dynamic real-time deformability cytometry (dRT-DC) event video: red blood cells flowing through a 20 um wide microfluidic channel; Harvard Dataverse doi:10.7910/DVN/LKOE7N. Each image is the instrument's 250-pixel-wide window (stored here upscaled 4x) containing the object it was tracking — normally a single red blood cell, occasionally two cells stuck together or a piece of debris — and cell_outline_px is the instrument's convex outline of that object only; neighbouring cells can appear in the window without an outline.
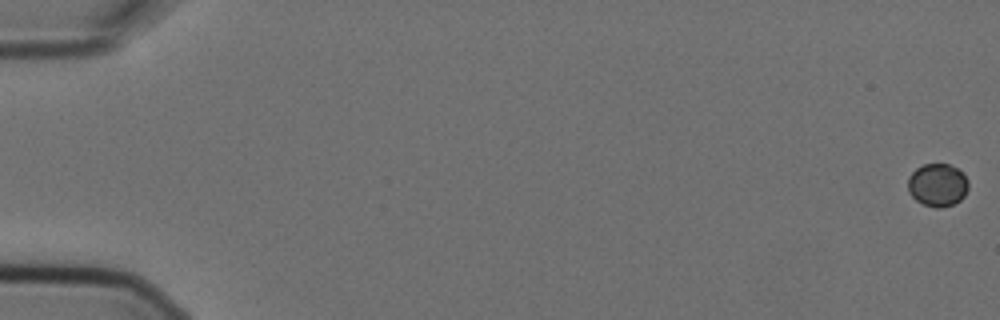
{"species": "Egyptian fruit bat (a non-hibernating species)", "species_latin": "Rousettus aegyptiacus", "temperature_condition": "cold", "stored_images_in_passage": 5, "camera_frame_rate_fps": 3000, "um_per_image_px": 0.085, "animal": {"sex": "female"}, "frame": {"image": 1, "passage_image": 1, "time_ms": 0.0, "image_size_px": [1000, 320], "cell_outline_px": [[968, 188], [964, 196], [960, 200], [952, 204], [940, 208], [936, 208], [924, 204], [916, 200], [908, 192], [908, 176], [916, 168], [924, 164], [948, 164], [956, 168], [968, 180]], "centroid_in_image_um": [79.67, 15.72], "position_along_channel_um": 5.3, "area_um2": 15.03}}
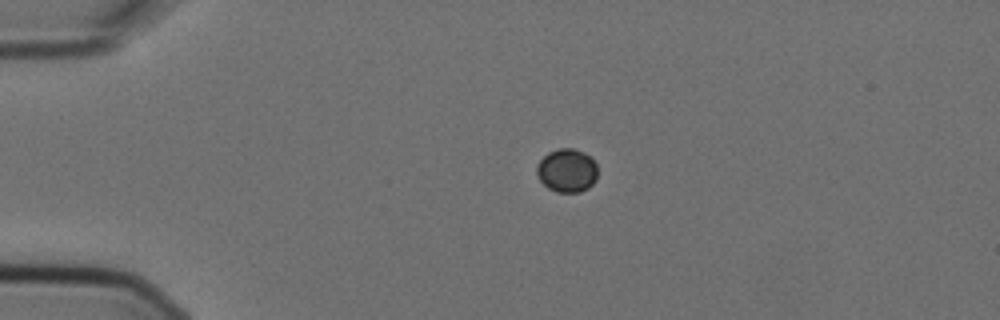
{"frame": {"image": 2, "passage_image": 4, "time_ms": 1.0, "image_size_px": [1000, 320], "cell_outline_px": [[596, 180], [588, 188], [580, 192], [556, 192], [548, 188], [540, 180], [536, 172], [536, 168], [540, 160], [548, 152], [556, 148], [572, 148], [584, 152], [592, 156], [596, 164]], "centroid_in_image_um": [48.2, 14.48], "position_along_channel_um": 36.8, "area_um2": 15.55}}